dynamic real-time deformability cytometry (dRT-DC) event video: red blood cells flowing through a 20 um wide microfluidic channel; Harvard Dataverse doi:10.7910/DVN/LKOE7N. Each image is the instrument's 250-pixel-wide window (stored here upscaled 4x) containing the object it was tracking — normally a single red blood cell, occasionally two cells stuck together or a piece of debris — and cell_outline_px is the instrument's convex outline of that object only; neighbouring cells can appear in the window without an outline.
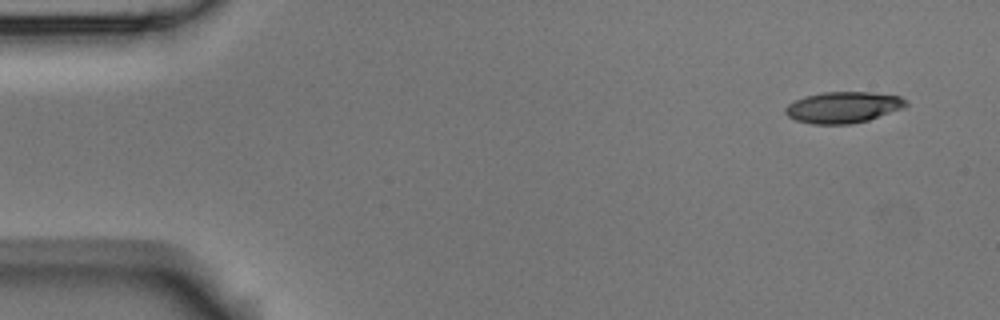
{"species": "Egyptian fruit bat (a non-hibernating species)", "species_latin": "Rousettus aegyptiacus", "temperature_condition": "room temperature", "stored_images_in_passage": 5, "camera_frame_rate_fps": 3000, "um_per_image_px": 0.085, "animal": {"sex": "male"}, "frame": {"image": 1, "passage_image": 1, "time_ms": 0.0, "image_size_px": [1000, 320], "cell_outline_px": [[908, 104], [904, 108], [868, 120], [852, 124], [812, 124], [796, 120], [788, 116], [784, 112], [784, 108], [788, 104], [804, 96], [824, 92], [872, 92], [900, 96], [908, 100]], "centroid_in_image_um": [71.69, 9.12], "position_along_channel_um": 13.3, "area_um2": 22.08}}
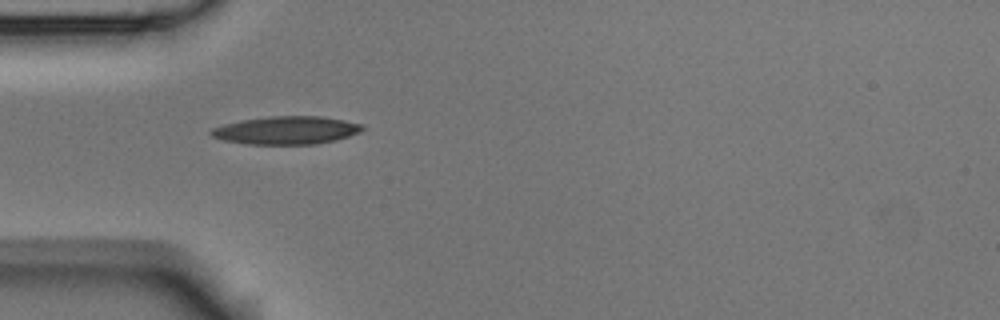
{"frame": {"image": 2, "passage_image": 4, "time_ms": 4.333, "image_size_px": [1000, 320], "cell_outline_px": [[364, 128], [360, 132], [348, 136], [316, 144], [248, 144], [224, 140], [212, 136], [208, 132], [212, 128], [224, 124], [240, 120], [272, 116], [320, 116], [344, 120], [360, 124]], "centroid_in_image_um": [24.3, 11.07], "position_along_channel_um": 60.7, "area_um2": 24.45}}
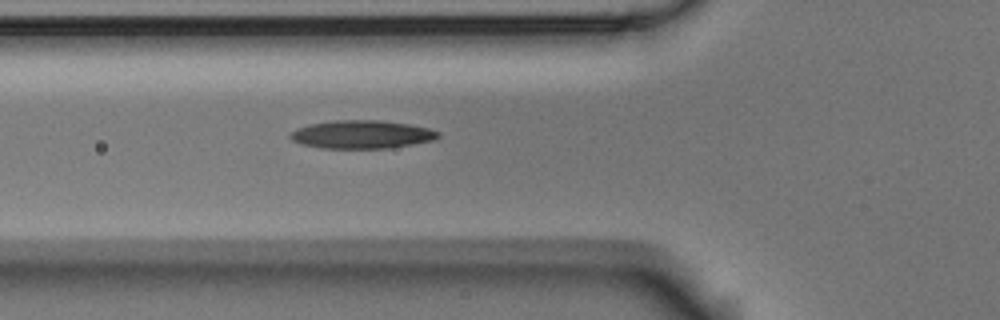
{"frame": {"image": 3, "passage_image": 5, "time_ms": 5.333, "image_size_px": [1000, 320], "cell_outline_px": [[440, 136], [436, 140], [392, 148], [320, 148], [300, 144], [292, 140], [288, 136], [296, 128], [308, 124], [336, 120], [380, 120], [408, 124], [428, 128], [440, 132]], "centroid_in_image_um": [30.75, 11.43], "position_along_channel_um": 95.0, "area_um2": 24.51}}